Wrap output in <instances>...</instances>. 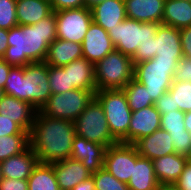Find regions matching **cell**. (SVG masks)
Masks as SVG:
<instances>
[{
  "label": "cell",
  "instance_id": "cell-1",
  "mask_svg": "<svg viewBox=\"0 0 191 190\" xmlns=\"http://www.w3.org/2000/svg\"><path fill=\"white\" fill-rule=\"evenodd\" d=\"M57 38L56 16H49L32 25L8 30V48L2 59L12 66L45 62L49 45Z\"/></svg>",
  "mask_w": 191,
  "mask_h": 190
},
{
  "label": "cell",
  "instance_id": "cell-2",
  "mask_svg": "<svg viewBox=\"0 0 191 190\" xmlns=\"http://www.w3.org/2000/svg\"><path fill=\"white\" fill-rule=\"evenodd\" d=\"M76 135L74 122L54 119L39 110L29 132L30 147L40 163H55L70 158Z\"/></svg>",
  "mask_w": 191,
  "mask_h": 190
},
{
  "label": "cell",
  "instance_id": "cell-3",
  "mask_svg": "<svg viewBox=\"0 0 191 190\" xmlns=\"http://www.w3.org/2000/svg\"><path fill=\"white\" fill-rule=\"evenodd\" d=\"M48 71L49 66L45 62L12 66L5 82L4 93L30 103L38 111L52 95Z\"/></svg>",
  "mask_w": 191,
  "mask_h": 190
},
{
  "label": "cell",
  "instance_id": "cell-4",
  "mask_svg": "<svg viewBox=\"0 0 191 190\" xmlns=\"http://www.w3.org/2000/svg\"><path fill=\"white\" fill-rule=\"evenodd\" d=\"M134 78L132 58L114 50L94 64L97 91L123 89Z\"/></svg>",
  "mask_w": 191,
  "mask_h": 190
},
{
  "label": "cell",
  "instance_id": "cell-5",
  "mask_svg": "<svg viewBox=\"0 0 191 190\" xmlns=\"http://www.w3.org/2000/svg\"><path fill=\"white\" fill-rule=\"evenodd\" d=\"M94 97L103 108L112 137L117 142L127 143L132 111L123 89L99 90Z\"/></svg>",
  "mask_w": 191,
  "mask_h": 190
},
{
  "label": "cell",
  "instance_id": "cell-6",
  "mask_svg": "<svg viewBox=\"0 0 191 190\" xmlns=\"http://www.w3.org/2000/svg\"><path fill=\"white\" fill-rule=\"evenodd\" d=\"M160 24L126 18L107 32L115 50L132 58L138 46L152 43Z\"/></svg>",
  "mask_w": 191,
  "mask_h": 190
},
{
  "label": "cell",
  "instance_id": "cell-7",
  "mask_svg": "<svg viewBox=\"0 0 191 190\" xmlns=\"http://www.w3.org/2000/svg\"><path fill=\"white\" fill-rule=\"evenodd\" d=\"M179 61L147 60L134 64V79L143 84L156 102L169 90Z\"/></svg>",
  "mask_w": 191,
  "mask_h": 190
},
{
  "label": "cell",
  "instance_id": "cell-8",
  "mask_svg": "<svg viewBox=\"0 0 191 190\" xmlns=\"http://www.w3.org/2000/svg\"><path fill=\"white\" fill-rule=\"evenodd\" d=\"M76 135L107 148L118 142L112 137L105 113L99 101L93 99L74 121Z\"/></svg>",
  "mask_w": 191,
  "mask_h": 190
},
{
  "label": "cell",
  "instance_id": "cell-9",
  "mask_svg": "<svg viewBox=\"0 0 191 190\" xmlns=\"http://www.w3.org/2000/svg\"><path fill=\"white\" fill-rule=\"evenodd\" d=\"M93 97L92 91L81 89L52 94L39 111L50 118L74 122Z\"/></svg>",
  "mask_w": 191,
  "mask_h": 190
},
{
  "label": "cell",
  "instance_id": "cell-10",
  "mask_svg": "<svg viewBox=\"0 0 191 190\" xmlns=\"http://www.w3.org/2000/svg\"><path fill=\"white\" fill-rule=\"evenodd\" d=\"M57 38L82 44L91 25L92 12L86 6L55 12Z\"/></svg>",
  "mask_w": 191,
  "mask_h": 190
},
{
  "label": "cell",
  "instance_id": "cell-11",
  "mask_svg": "<svg viewBox=\"0 0 191 190\" xmlns=\"http://www.w3.org/2000/svg\"><path fill=\"white\" fill-rule=\"evenodd\" d=\"M139 157L140 155L133 144L118 142L106 149L103 168L116 179L127 184L132 175L133 163Z\"/></svg>",
  "mask_w": 191,
  "mask_h": 190
},
{
  "label": "cell",
  "instance_id": "cell-12",
  "mask_svg": "<svg viewBox=\"0 0 191 190\" xmlns=\"http://www.w3.org/2000/svg\"><path fill=\"white\" fill-rule=\"evenodd\" d=\"M114 50L108 32L92 21L82 42L83 57L95 64Z\"/></svg>",
  "mask_w": 191,
  "mask_h": 190
},
{
  "label": "cell",
  "instance_id": "cell-13",
  "mask_svg": "<svg viewBox=\"0 0 191 190\" xmlns=\"http://www.w3.org/2000/svg\"><path fill=\"white\" fill-rule=\"evenodd\" d=\"M155 41V57L153 60L180 61L183 57L180 29L160 24Z\"/></svg>",
  "mask_w": 191,
  "mask_h": 190
},
{
  "label": "cell",
  "instance_id": "cell-14",
  "mask_svg": "<svg viewBox=\"0 0 191 190\" xmlns=\"http://www.w3.org/2000/svg\"><path fill=\"white\" fill-rule=\"evenodd\" d=\"M161 127V114L155 105L132 112L127 133V144H134L144 136L152 134Z\"/></svg>",
  "mask_w": 191,
  "mask_h": 190
},
{
  "label": "cell",
  "instance_id": "cell-15",
  "mask_svg": "<svg viewBox=\"0 0 191 190\" xmlns=\"http://www.w3.org/2000/svg\"><path fill=\"white\" fill-rule=\"evenodd\" d=\"M107 147L75 135L70 158L80 161L93 174L103 167Z\"/></svg>",
  "mask_w": 191,
  "mask_h": 190
},
{
  "label": "cell",
  "instance_id": "cell-16",
  "mask_svg": "<svg viewBox=\"0 0 191 190\" xmlns=\"http://www.w3.org/2000/svg\"><path fill=\"white\" fill-rule=\"evenodd\" d=\"M133 145L141 157L150 160L175 153L169 132L161 128L137 140Z\"/></svg>",
  "mask_w": 191,
  "mask_h": 190
},
{
  "label": "cell",
  "instance_id": "cell-17",
  "mask_svg": "<svg viewBox=\"0 0 191 190\" xmlns=\"http://www.w3.org/2000/svg\"><path fill=\"white\" fill-rule=\"evenodd\" d=\"M37 110L28 102L10 95H4L0 100V114L16 122L24 131L30 132Z\"/></svg>",
  "mask_w": 191,
  "mask_h": 190
},
{
  "label": "cell",
  "instance_id": "cell-18",
  "mask_svg": "<svg viewBox=\"0 0 191 190\" xmlns=\"http://www.w3.org/2000/svg\"><path fill=\"white\" fill-rule=\"evenodd\" d=\"M60 190H71L79 182L92 176L82 162L72 158L52 163Z\"/></svg>",
  "mask_w": 191,
  "mask_h": 190
},
{
  "label": "cell",
  "instance_id": "cell-19",
  "mask_svg": "<svg viewBox=\"0 0 191 190\" xmlns=\"http://www.w3.org/2000/svg\"><path fill=\"white\" fill-rule=\"evenodd\" d=\"M189 158L172 153L152 160L154 173L161 186H173L183 172Z\"/></svg>",
  "mask_w": 191,
  "mask_h": 190
},
{
  "label": "cell",
  "instance_id": "cell-20",
  "mask_svg": "<svg viewBox=\"0 0 191 190\" xmlns=\"http://www.w3.org/2000/svg\"><path fill=\"white\" fill-rule=\"evenodd\" d=\"M38 162L37 156L29 146L20 154L0 162L2 177L8 179H28Z\"/></svg>",
  "mask_w": 191,
  "mask_h": 190
},
{
  "label": "cell",
  "instance_id": "cell-21",
  "mask_svg": "<svg viewBox=\"0 0 191 190\" xmlns=\"http://www.w3.org/2000/svg\"><path fill=\"white\" fill-rule=\"evenodd\" d=\"M92 19L104 30H112L127 18L124 0H106L91 8Z\"/></svg>",
  "mask_w": 191,
  "mask_h": 190
},
{
  "label": "cell",
  "instance_id": "cell-22",
  "mask_svg": "<svg viewBox=\"0 0 191 190\" xmlns=\"http://www.w3.org/2000/svg\"><path fill=\"white\" fill-rule=\"evenodd\" d=\"M127 18L162 23L165 0H124Z\"/></svg>",
  "mask_w": 191,
  "mask_h": 190
},
{
  "label": "cell",
  "instance_id": "cell-23",
  "mask_svg": "<svg viewBox=\"0 0 191 190\" xmlns=\"http://www.w3.org/2000/svg\"><path fill=\"white\" fill-rule=\"evenodd\" d=\"M68 72L69 87L81 90L97 91L94 79V64L84 57L62 66Z\"/></svg>",
  "mask_w": 191,
  "mask_h": 190
},
{
  "label": "cell",
  "instance_id": "cell-24",
  "mask_svg": "<svg viewBox=\"0 0 191 190\" xmlns=\"http://www.w3.org/2000/svg\"><path fill=\"white\" fill-rule=\"evenodd\" d=\"M82 57V44L56 38L49 45L45 63L48 66L62 67Z\"/></svg>",
  "mask_w": 191,
  "mask_h": 190
},
{
  "label": "cell",
  "instance_id": "cell-25",
  "mask_svg": "<svg viewBox=\"0 0 191 190\" xmlns=\"http://www.w3.org/2000/svg\"><path fill=\"white\" fill-rule=\"evenodd\" d=\"M127 186L130 190H160L156 179L152 160L139 157L133 163V171Z\"/></svg>",
  "mask_w": 191,
  "mask_h": 190
},
{
  "label": "cell",
  "instance_id": "cell-26",
  "mask_svg": "<svg viewBox=\"0 0 191 190\" xmlns=\"http://www.w3.org/2000/svg\"><path fill=\"white\" fill-rule=\"evenodd\" d=\"M53 12L48 0H17L16 15L19 26L32 25Z\"/></svg>",
  "mask_w": 191,
  "mask_h": 190
},
{
  "label": "cell",
  "instance_id": "cell-27",
  "mask_svg": "<svg viewBox=\"0 0 191 190\" xmlns=\"http://www.w3.org/2000/svg\"><path fill=\"white\" fill-rule=\"evenodd\" d=\"M161 24L177 29L191 26V1L165 0Z\"/></svg>",
  "mask_w": 191,
  "mask_h": 190
},
{
  "label": "cell",
  "instance_id": "cell-28",
  "mask_svg": "<svg viewBox=\"0 0 191 190\" xmlns=\"http://www.w3.org/2000/svg\"><path fill=\"white\" fill-rule=\"evenodd\" d=\"M27 180L28 190H60L54 167L49 163L38 162Z\"/></svg>",
  "mask_w": 191,
  "mask_h": 190
},
{
  "label": "cell",
  "instance_id": "cell-29",
  "mask_svg": "<svg viewBox=\"0 0 191 190\" xmlns=\"http://www.w3.org/2000/svg\"><path fill=\"white\" fill-rule=\"evenodd\" d=\"M132 112L155 104L146 87L134 78L123 88Z\"/></svg>",
  "mask_w": 191,
  "mask_h": 190
},
{
  "label": "cell",
  "instance_id": "cell-30",
  "mask_svg": "<svg viewBox=\"0 0 191 190\" xmlns=\"http://www.w3.org/2000/svg\"><path fill=\"white\" fill-rule=\"evenodd\" d=\"M30 146L29 134H14L0 137V162L20 154Z\"/></svg>",
  "mask_w": 191,
  "mask_h": 190
},
{
  "label": "cell",
  "instance_id": "cell-31",
  "mask_svg": "<svg viewBox=\"0 0 191 190\" xmlns=\"http://www.w3.org/2000/svg\"><path fill=\"white\" fill-rule=\"evenodd\" d=\"M168 91L174 98L175 107L182 112L191 111V83L172 82Z\"/></svg>",
  "mask_w": 191,
  "mask_h": 190
},
{
  "label": "cell",
  "instance_id": "cell-32",
  "mask_svg": "<svg viewBox=\"0 0 191 190\" xmlns=\"http://www.w3.org/2000/svg\"><path fill=\"white\" fill-rule=\"evenodd\" d=\"M48 80L52 94L76 89L75 87H69L68 72H65V69L60 66H49Z\"/></svg>",
  "mask_w": 191,
  "mask_h": 190
},
{
  "label": "cell",
  "instance_id": "cell-33",
  "mask_svg": "<svg viewBox=\"0 0 191 190\" xmlns=\"http://www.w3.org/2000/svg\"><path fill=\"white\" fill-rule=\"evenodd\" d=\"M95 190H130L126 183L116 179L105 168H101L92 174Z\"/></svg>",
  "mask_w": 191,
  "mask_h": 190
},
{
  "label": "cell",
  "instance_id": "cell-34",
  "mask_svg": "<svg viewBox=\"0 0 191 190\" xmlns=\"http://www.w3.org/2000/svg\"><path fill=\"white\" fill-rule=\"evenodd\" d=\"M185 112L176 110L161 114V129L169 132V134H178L186 131L184 125Z\"/></svg>",
  "mask_w": 191,
  "mask_h": 190
},
{
  "label": "cell",
  "instance_id": "cell-35",
  "mask_svg": "<svg viewBox=\"0 0 191 190\" xmlns=\"http://www.w3.org/2000/svg\"><path fill=\"white\" fill-rule=\"evenodd\" d=\"M17 0H0V28L9 30L18 26L16 15Z\"/></svg>",
  "mask_w": 191,
  "mask_h": 190
},
{
  "label": "cell",
  "instance_id": "cell-36",
  "mask_svg": "<svg viewBox=\"0 0 191 190\" xmlns=\"http://www.w3.org/2000/svg\"><path fill=\"white\" fill-rule=\"evenodd\" d=\"M173 140L175 153L191 158V133L187 130L183 133L170 134Z\"/></svg>",
  "mask_w": 191,
  "mask_h": 190
},
{
  "label": "cell",
  "instance_id": "cell-37",
  "mask_svg": "<svg viewBox=\"0 0 191 190\" xmlns=\"http://www.w3.org/2000/svg\"><path fill=\"white\" fill-rule=\"evenodd\" d=\"M173 82L191 83V58L183 56L180 59L174 70Z\"/></svg>",
  "mask_w": 191,
  "mask_h": 190
},
{
  "label": "cell",
  "instance_id": "cell-38",
  "mask_svg": "<svg viewBox=\"0 0 191 190\" xmlns=\"http://www.w3.org/2000/svg\"><path fill=\"white\" fill-rule=\"evenodd\" d=\"M14 134H29L24 131L16 122L8 118L7 115L0 114V137Z\"/></svg>",
  "mask_w": 191,
  "mask_h": 190
},
{
  "label": "cell",
  "instance_id": "cell-39",
  "mask_svg": "<svg viewBox=\"0 0 191 190\" xmlns=\"http://www.w3.org/2000/svg\"><path fill=\"white\" fill-rule=\"evenodd\" d=\"M155 57V41L152 43L142 44L137 47L135 55L132 57L133 64L151 60Z\"/></svg>",
  "mask_w": 191,
  "mask_h": 190
},
{
  "label": "cell",
  "instance_id": "cell-40",
  "mask_svg": "<svg viewBox=\"0 0 191 190\" xmlns=\"http://www.w3.org/2000/svg\"><path fill=\"white\" fill-rule=\"evenodd\" d=\"M154 105L160 114H168V112L179 110L178 107H175L174 98L169 91L165 92Z\"/></svg>",
  "mask_w": 191,
  "mask_h": 190
},
{
  "label": "cell",
  "instance_id": "cell-41",
  "mask_svg": "<svg viewBox=\"0 0 191 190\" xmlns=\"http://www.w3.org/2000/svg\"><path fill=\"white\" fill-rule=\"evenodd\" d=\"M176 190H191V159L186 163L181 176L173 184Z\"/></svg>",
  "mask_w": 191,
  "mask_h": 190
},
{
  "label": "cell",
  "instance_id": "cell-42",
  "mask_svg": "<svg viewBox=\"0 0 191 190\" xmlns=\"http://www.w3.org/2000/svg\"><path fill=\"white\" fill-rule=\"evenodd\" d=\"M50 3L54 12L86 6L85 0H51Z\"/></svg>",
  "mask_w": 191,
  "mask_h": 190
},
{
  "label": "cell",
  "instance_id": "cell-43",
  "mask_svg": "<svg viewBox=\"0 0 191 190\" xmlns=\"http://www.w3.org/2000/svg\"><path fill=\"white\" fill-rule=\"evenodd\" d=\"M0 190H28V180L2 178Z\"/></svg>",
  "mask_w": 191,
  "mask_h": 190
},
{
  "label": "cell",
  "instance_id": "cell-44",
  "mask_svg": "<svg viewBox=\"0 0 191 190\" xmlns=\"http://www.w3.org/2000/svg\"><path fill=\"white\" fill-rule=\"evenodd\" d=\"M180 39L183 56L191 58V26L180 29Z\"/></svg>",
  "mask_w": 191,
  "mask_h": 190
},
{
  "label": "cell",
  "instance_id": "cell-45",
  "mask_svg": "<svg viewBox=\"0 0 191 190\" xmlns=\"http://www.w3.org/2000/svg\"><path fill=\"white\" fill-rule=\"evenodd\" d=\"M11 67L12 65L7 64L2 58H0V88H4Z\"/></svg>",
  "mask_w": 191,
  "mask_h": 190
},
{
  "label": "cell",
  "instance_id": "cell-46",
  "mask_svg": "<svg viewBox=\"0 0 191 190\" xmlns=\"http://www.w3.org/2000/svg\"><path fill=\"white\" fill-rule=\"evenodd\" d=\"M8 48V30L0 28V58H2Z\"/></svg>",
  "mask_w": 191,
  "mask_h": 190
},
{
  "label": "cell",
  "instance_id": "cell-47",
  "mask_svg": "<svg viewBox=\"0 0 191 190\" xmlns=\"http://www.w3.org/2000/svg\"><path fill=\"white\" fill-rule=\"evenodd\" d=\"M71 190H95V183L93 180V176L88 179L79 182L74 188Z\"/></svg>",
  "mask_w": 191,
  "mask_h": 190
},
{
  "label": "cell",
  "instance_id": "cell-48",
  "mask_svg": "<svg viewBox=\"0 0 191 190\" xmlns=\"http://www.w3.org/2000/svg\"><path fill=\"white\" fill-rule=\"evenodd\" d=\"M184 125L185 129L191 133V111L185 112Z\"/></svg>",
  "mask_w": 191,
  "mask_h": 190
},
{
  "label": "cell",
  "instance_id": "cell-49",
  "mask_svg": "<svg viewBox=\"0 0 191 190\" xmlns=\"http://www.w3.org/2000/svg\"><path fill=\"white\" fill-rule=\"evenodd\" d=\"M104 1H106V0H85V3H86V7L91 9L96 4H99V3L104 2Z\"/></svg>",
  "mask_w": 191,
  "mask_h": 190
},
{
  "label": "cell",
  "instance_id": "cell-50",
  "mask_svg": "<svg viewBox=\"0 0 191 190\" xmlns=\"http://www.w3.org/2000/svg\"><path fill=\"white\" fill-rule=\"evenodd\" d=\"M160 190H176L173 186H161Z\"/></svg>",
  "mask_w": 191,
  "mask_h": 190
},
{
  "label": "cell",
  "instance_id": "cell-51",
  "mask_svg": "<svg viewBox=\"0 0 191 190\" xmlns=\"http://www.w3.org/2000/svg\"><path fill=\"white\" fill-rule=\"evenodd\" d=\"M5 95L4 88H0V100Z\"/></svg>",
  "mask_w": 191,
  "mask_h": 190
},
{
  "label": "cell",
  "instance_id": "cell-52",
  "mask_svg": "<svg viewBox=\"0 0 191 190\" xmlns=\"http://www.w3.org/2000/svg\"><path fill=\"white\" fill-rule=\"evenodd\" d=\"M1 165H0V180L2 179Z\"/></svg>",
  "mask_w": 191,
  "mask_h": 190
}]
</instances>
